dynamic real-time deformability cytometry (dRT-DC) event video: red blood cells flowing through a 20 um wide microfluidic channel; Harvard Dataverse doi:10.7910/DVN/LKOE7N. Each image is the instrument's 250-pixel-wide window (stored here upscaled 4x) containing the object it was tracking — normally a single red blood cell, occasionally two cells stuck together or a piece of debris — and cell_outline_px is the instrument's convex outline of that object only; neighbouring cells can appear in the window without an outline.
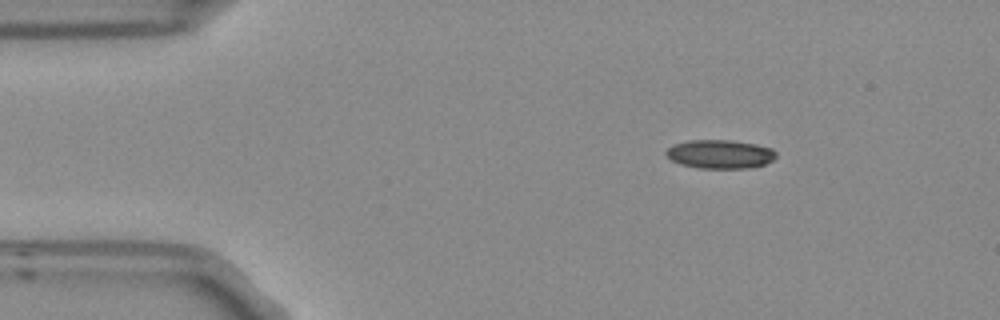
{"species": "Egyptian fruit bat (a non-hibernating species)", "species_latin": "Rousettus aegyptiacus", "temperature_condition": "room temperature", "stored_images_in_passage": 2, "camera_frame_rate_fps": 3000, "um_per_image_px": 0.085, "frame": {"image": 1, "passage_image": 1, "time_ms": 0.0, "image_size_px": [1000, 320], "cell_outline_px": [[776, 156], [772, 160], [764, 164], [748, 168], [700, 168], [680, 164], [672, 160], [664, 152], [668, 148], [676, 144], [688, 140], [732, 140], [756, 144], [772, 148], [776, 152]], "centroid_in_image_um": [61.21, 13.09], "position_along_channel_um": 23.8, "area_um2": 18.32}}